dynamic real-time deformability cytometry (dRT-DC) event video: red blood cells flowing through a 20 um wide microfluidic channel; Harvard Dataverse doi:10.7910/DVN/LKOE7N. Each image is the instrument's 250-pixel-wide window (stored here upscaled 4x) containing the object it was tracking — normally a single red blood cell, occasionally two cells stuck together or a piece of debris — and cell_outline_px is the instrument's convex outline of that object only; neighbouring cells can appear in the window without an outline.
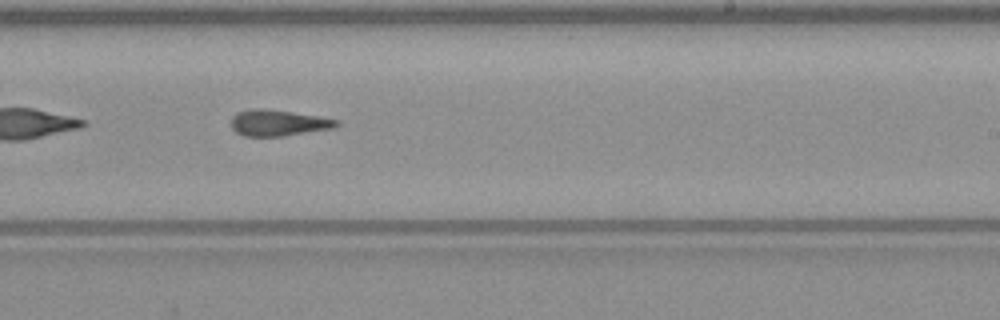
{"species": "common noctule bat (a hibernating species)", "species_latin": "Nyctalus noctula", "temperature_condition": "warm", "stored_images_in_passage": 36, "camera_frame_rate_fps": 3000, "um_per_image_px": 0.085, "animal": {"sex": "male", "body_mass_g": 23.1, "forearm_length_mm": 52.7}, "frame": {"image": 1, "passage_image": 16, "time_ms": 5.0, "image_size_px": [1000, 320], "cell_outline_px": [[340, 124], [332, 128], [280, 136], [244, 136], [236, 132], [232, 128], [232, 116], [236, 112], [252, 108], [264, 108], [292, 112], [340, 120]], "centroid_in_image_um": [23.61, 10.43], "position_along_channel_um": 265.4, "area_um2": 15.9}}
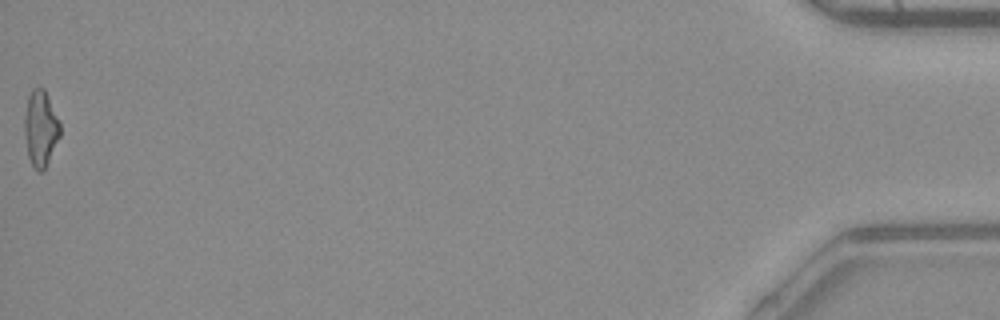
{"frame": {"image": 2, "passage_image": 36, "time_ms": 11.667, "image_size_px": [1000, 320], "cell_outline_px": [[60, 136], [44, 172], [36, 172], [28, 156], [24, 132], [24, 116], [28, 96], [32, 88], [44, 88], [60, 120]], "centroid_in_image_um": [3.46, 10.93], "position_along_channel_um": 431.7, "area_um2": 16.01}, "authors_computed_cell_mechanics": {"area_um2": 15.895, "velocity_mm_per_s": 4.1206, "shape_relaxation_time_tau1_ms": null, "shape_relaxation_time_tau2_ms": 3.5828, "deformation_change_tau1": null, "deformation_change_tau2": 0.1701}}